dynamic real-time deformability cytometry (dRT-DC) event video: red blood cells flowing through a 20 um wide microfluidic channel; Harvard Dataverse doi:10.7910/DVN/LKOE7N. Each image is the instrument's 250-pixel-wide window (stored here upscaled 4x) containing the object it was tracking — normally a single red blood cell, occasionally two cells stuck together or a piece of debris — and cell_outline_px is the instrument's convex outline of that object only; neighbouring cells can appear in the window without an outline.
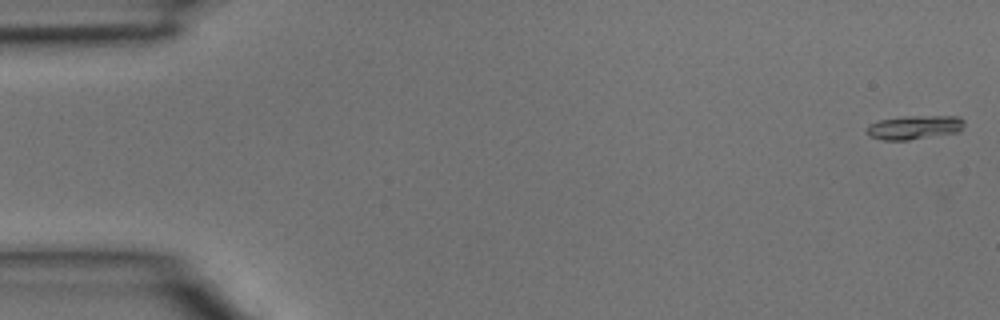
{"species": "common noctule bat (a hibernating species)", "species_latin": "Nyctalus noctula", "temperature_condition": "room temperature", "stored_images_in_passage": 4, "camera_frame_rate_fps": 3000, "um_per_image_px": 0.085, "animal": {"sex": "male", "body_mass_g": 15.6}, "frame": {"image": 1, "passage_image": 1, "time_ms": 0.0, "image_size_px": [1000, 320], "cell_outline_px": [[964, 124], [960, 132], [908, 140], [884, 140], [868, 136], [868, 124], [880, 120], [904, 116], [960, 116], [964, 120]], "centroid_in_image_um": [77.75, 10.82], "position_along_channel_um": 7.2, "area_um2": 13.64}}
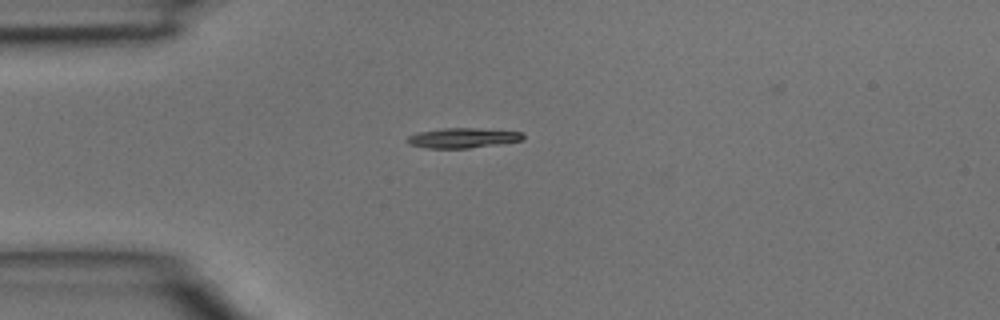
{"frame": {"image": 2, "passage_image": 3, "time_ms": 0.667, "image_size_px": [1000, 320], "cell_outline_px": [[524, 140], [500, 144], [468, 148], [428, 148], [408, 144], [408, 136], [416, 132], [440, 128], [480, 128], [524, 132]], "centroid_in_image_um": [39.37, 11.71], "position_along_channel_um": 45.6, "area_um2": 13.64}}
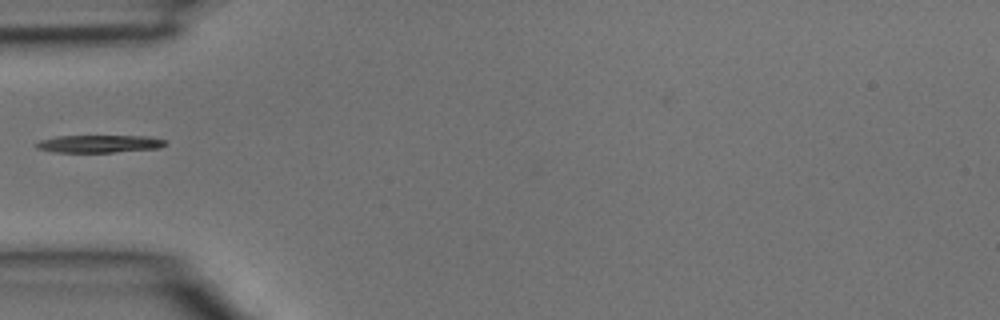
{"frame": {"image": 3, "passage_image": 4, "time_ms": 1.0, "image_size_px": [1000, 320], "cell_outline_px": [[168, 144], [160, 148], [112, 152], [52, 152], [36, 148], [36, 144], [40, 140], [56, 136], [148, 136], [164, 140]], "centroid_in_image_um": [8.43, 12.22], "position_along_channel_um": 76.6, "area_um2": 13.18}}